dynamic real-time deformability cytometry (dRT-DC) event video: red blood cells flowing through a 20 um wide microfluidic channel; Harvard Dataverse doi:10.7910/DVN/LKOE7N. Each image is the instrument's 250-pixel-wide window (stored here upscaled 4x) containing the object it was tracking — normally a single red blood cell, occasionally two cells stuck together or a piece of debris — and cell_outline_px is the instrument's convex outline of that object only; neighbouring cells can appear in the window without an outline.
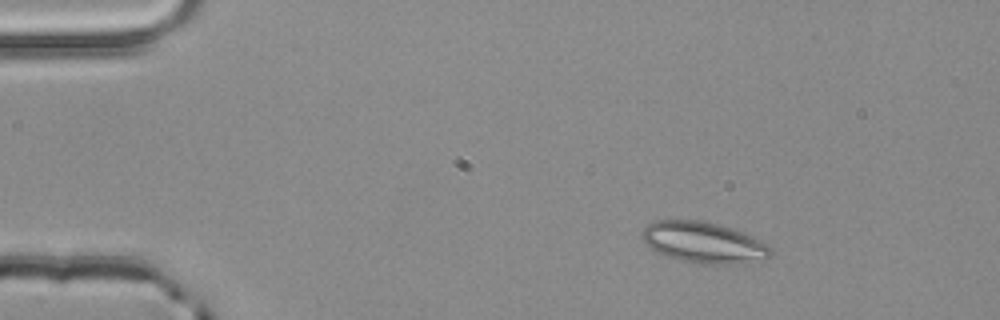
{"species": "common noctule bat (a hibernating species)", "species_latin": "Nyctalus noctula", "temperature_condition": "room temperature", "stored_images_in_passage": 3, "camera_frame_rate_fps": 3000, "um_per_image_px": 0.085, "animal": {"sex": "male", "body_mass_g": 20.4}, "frame": {"image": 1, "passage_image": 1, "time_ms": 0.0, "image_size_px": [1000, 320], "cell_outline_px": [[772, 252], [764, 260], [732, 264], [700, 264], [680, 260], [668, 256], [652, 248], [640, 236], [640, 232], [652, 220], [700, 220], [732, 228], [744, 232], [768, 244], [772, 248]], "centroid_in_image_um": [59.83, 20.6], "position_along_channel_um": 25.2, "area_um2": 30.75}}